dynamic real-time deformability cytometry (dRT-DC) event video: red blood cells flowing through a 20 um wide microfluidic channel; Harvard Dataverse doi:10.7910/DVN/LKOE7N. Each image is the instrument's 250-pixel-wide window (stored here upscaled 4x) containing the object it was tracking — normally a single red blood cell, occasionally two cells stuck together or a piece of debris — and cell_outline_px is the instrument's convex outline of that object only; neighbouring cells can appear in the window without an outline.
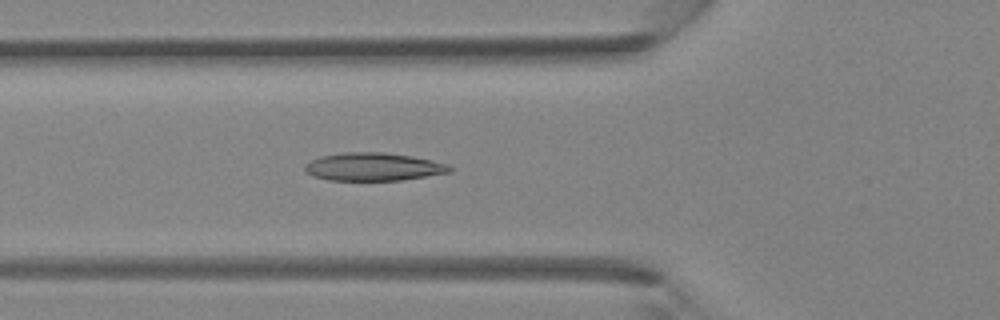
{"species": "Egyptian fruit bat (a non-hibernating species)", "species_latin": "Rousettus aegyptiacus", "temperature_condition": "room temperature", "stored_images_in_passage": 40, "camera_frame_rate_fps": 3000, "um_per_image_px": 0.085, "animal": {"sex": "female"}, "frame": {"image": 1, "passage_image": 15, "time_ms": 4.667, "image_size_px": [1000, 320], "cell_outline_px": [[452, 172], [400, 180], [328, 180], [312, 176], [304, 172], [304, 164], [320, 156], [344, 152], [384, 152], [412, 156], [448, 164], [452, 168]], "centroid_in_image_um": [31.7, 14.17], "position_along_channel_um": 94.1, "area_um2": 23.7}}
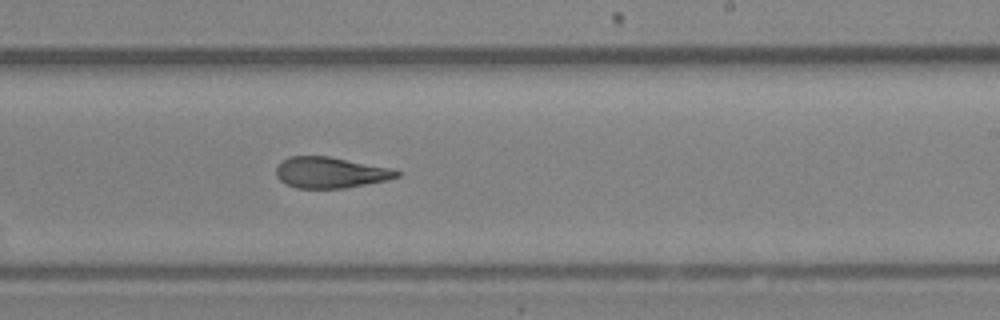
{"frame": {"image": 2, "passage_image": 25, "time_ms": 8.0, "image_size_px": [1000, 320], "cell_outline_px": [[400, 176], [388, 180], [344, 188], [296, 188], [284, 184], [276, 176], [276, 168], [280, 160], [288, 156], [328, 156], [392, 168], [400, 172]], "centroid_in_image_um": [28.05, 14.66], "position_along_channel_um": 260.9, "area_um2": 21.96}}
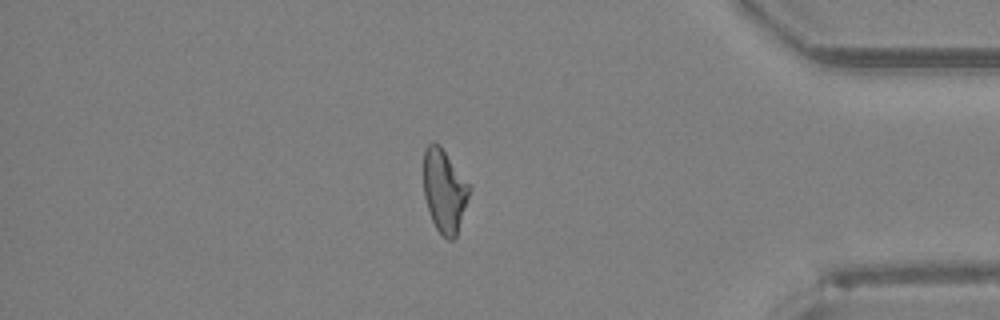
{"frame": {"image": 3, "passage_image": 35, "time_ms": 11.333, "image_size_px": [1000, 320], "cell_outline_px": [[472, 188], [456, 236], [452, 240], [448, 240], [436, 228], [432, 220], [424, 196], [424, 148], [432, 140], [440, 144]], "centroid_in_image_um": [37.77, 16.18], "position_along_channel_um": 397.4, "area_um2": 22.2}}